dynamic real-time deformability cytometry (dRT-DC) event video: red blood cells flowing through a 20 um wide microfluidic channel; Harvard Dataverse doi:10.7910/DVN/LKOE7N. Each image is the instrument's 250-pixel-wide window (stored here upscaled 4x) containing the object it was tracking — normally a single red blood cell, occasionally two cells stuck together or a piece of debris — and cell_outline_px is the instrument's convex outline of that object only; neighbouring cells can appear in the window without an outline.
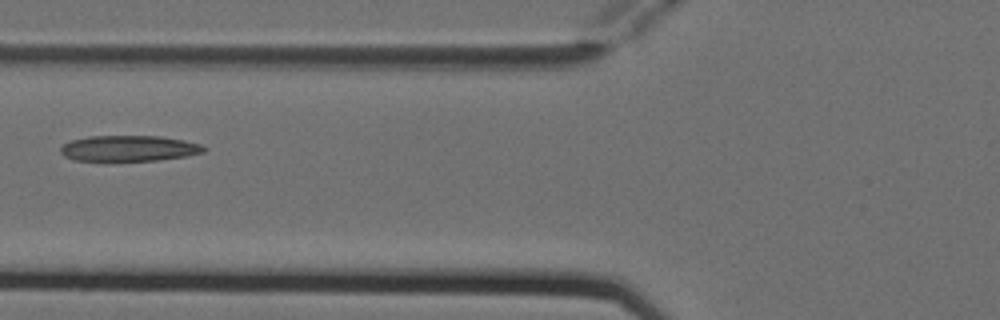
{"species": "Egyptian fruit bat (a non-hibernating species)", "species_latin": "Rousettus aegyptiacus", "temperature_condition": "cold", "stored_images_in_passage": 6, "camera_frame_rate_fps": 3000, "um_per_image_px": 0.085, "animal": {"sex": "female"}, "frame": {"image": 1, "passage_image": 6, "time_ms": 1.667, "image_size_px": [1000, 320], "cell_outline_px": [[208, 148], [204, 152], [188, 156], [156, 160], [108, 164], [72, 160], [64, 156], [60, 152], [60, 148], [64, 144], [72, 140], [88, 136], [160, 136], [184, 140], [200, 144]], "centroid_in_image_um": [10.9, 12.66], "position_along_channel_um": 114.9, "area_um2": 22.66}}